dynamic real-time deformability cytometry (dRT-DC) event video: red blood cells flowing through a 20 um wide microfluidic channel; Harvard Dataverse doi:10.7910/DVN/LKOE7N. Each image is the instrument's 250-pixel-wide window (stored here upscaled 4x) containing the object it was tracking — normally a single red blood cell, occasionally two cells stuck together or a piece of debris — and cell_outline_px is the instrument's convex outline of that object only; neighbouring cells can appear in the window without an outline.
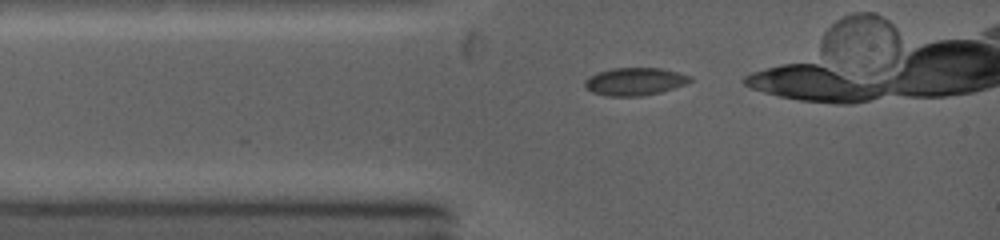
{"species": "common noctule bat (a hibernating species)", "species_latin": "Nyctalus noctula", "temperature_condition": "warm", "stored_images_in_passage": 10, "camera_frame_rate_fps": 5000, "um_per_image_px": 0.085, "animal": {"sex": "female", "body_mass_g": 19.0, "forearm_length_mm": 53.3}, "frame": {"image": 1, "passage_image": 1, "time_ms": 0.0, "image_size_px": [1000, 240], "cell_outline_px": [[692, 80], [684, 84], [660, 92], [640, 96], [608, 96], [592, 92], [584, 84], [592, 76], [600, 72], [616, 68], [660, 68], [676, 72], [688, 76]], "centroid_in_image_um": [53.97, 6.93], "position_along_channel_um": 31.0, "area_um2": 16.36}}
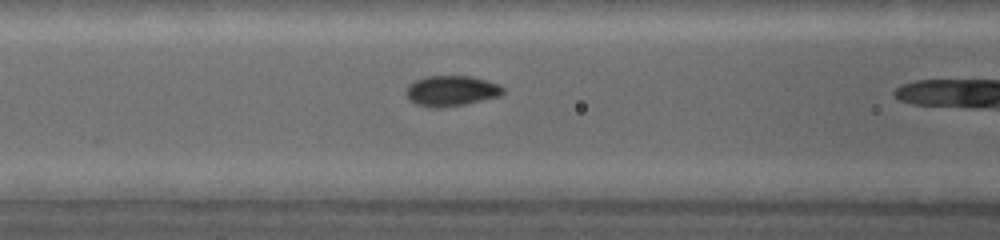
{"frame": {"image": 2, "passage_image": 6, "time_ms": 2.4, "image_size_px": [1000, 240], "cell_outline_px": [[504, 92], [496, 96], [464, 104], [436, 108], [428, 108], [416, 104], [408, 96], [408, 88], [416, 80], [428, 76], [468, 76], [484, 80], [496, 84], [504, 88]], "centroid_in_image_um": [38.35, 7.73], "position_along_channel_um": 128.2, "area_um2": 16.53}}